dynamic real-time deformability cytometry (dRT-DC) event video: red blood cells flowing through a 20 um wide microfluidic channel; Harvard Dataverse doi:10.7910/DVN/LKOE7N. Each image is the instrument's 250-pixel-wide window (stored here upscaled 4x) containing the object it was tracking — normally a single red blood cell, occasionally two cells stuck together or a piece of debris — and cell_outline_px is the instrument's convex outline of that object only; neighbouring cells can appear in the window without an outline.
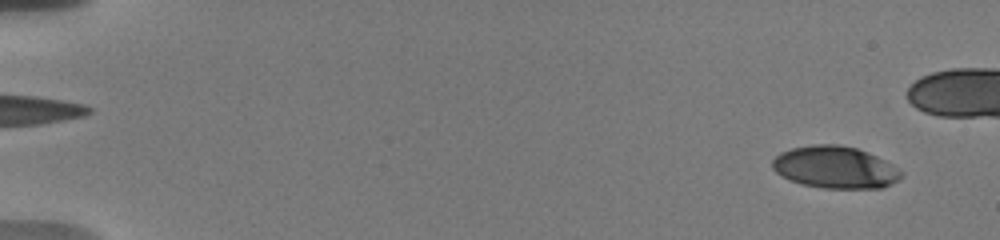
{"species": "human", "species_latin": "Homo sapiens", "temperature_condition": "warm", "stored_images_in_passage": 50, "camera_frame_rate_fps": 3000, "um_per_image_px": 0.085, "donor": {"sex": "male"}, "frame": {"image": 1, "passage_image": 3, "time_ms": 0.667, "image_size_px": [1000, 240], "cell_outline_px": [[904, 172], [900, 180], [892, 184], [880, 188], [824, 188], [800, 184], [788, 180], [780, 176], [772, 168], [772, 160], [780, 152], [792, 148], [812, 144], [836, 144], [856, 148], [868, 152], [900, 168]], "centroid_in_image_um": [70.99, 14.23], "position_along_channel_um": 14.0, "area_um2": 31.96}}
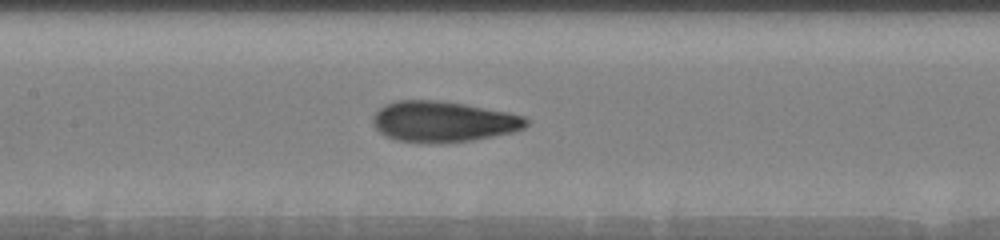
{"frame": {"image": 2, "passage_image": 28, "time_ms": 9.0, "image_size_px": [1000, 240], "cell_outline_px": [[528, 124], [524, 128], [512, 132], [472, 140], [440, 144], [396, 140], [380, 132], [372, 124], [372, 120], [376, 112], [384, 104], [396, 100], [440, 100], [464, 104], [508, 112], [524, 116], [528, 120]], "centroid_in_image_um": [37.66, 10.33], "position_along_channel_um": 169.7, "area_um2": 36.47}}
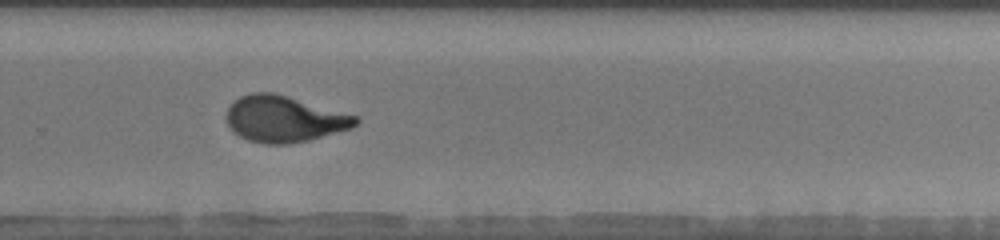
{"frame": {"image": 3, "passage_image": 39, "time_ms": 12.667, "image_size_px": [1000, 240], "cell_outline_px": [[360, 120], [352, 128], [308, 140], [288, 144], [264, 144], [248, 140], [240, 136], [228, 124], [228, 108], [240, 96], [252, 92], [272, 92], [288, 96], [356, 116]], "centroid_in_image_um": [24.16, 10.11], "position_along_channel_um": 305.6, "area_um2": 34.28}}